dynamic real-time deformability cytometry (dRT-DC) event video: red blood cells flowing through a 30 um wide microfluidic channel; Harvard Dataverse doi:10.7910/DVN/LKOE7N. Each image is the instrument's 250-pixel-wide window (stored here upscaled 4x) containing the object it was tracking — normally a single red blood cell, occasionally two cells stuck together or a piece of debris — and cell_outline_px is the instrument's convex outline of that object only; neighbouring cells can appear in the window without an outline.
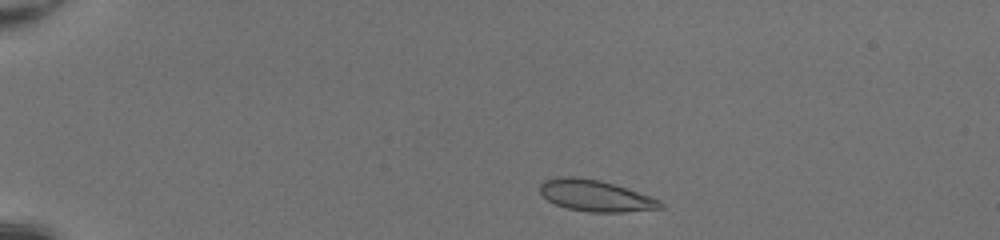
{"species": "common noctule bat (a hibernating species)", "species_latin": "Nyctalus noctula", "temperature_condition": "room temperature", "stored_images_in_passage": 42, "camera_frame_rate_fps": 3000, "um_per_image_px": 0.085, "animal": {"sex": "female", "body_mass_g": 20.0, "forearm_length_mm": 54.0}, "frame": {"image": 1, "passage_image": 3, "time_ms": 0.667, "image_size_px": [1000, 240], "cell_outline_px": [[664, 208], [624, 212], [588, 212], [568, 208], [556, 204], [548, 200], [540, 192], [540, 184], [544, 180], [560, 176], [572, 176], [600, 180], [660, 200], [664, 204]], "centroid_in_image_um": [50.59, 16.64], "position_along_channel_um": 34.4, "area_um2": 21.73}}
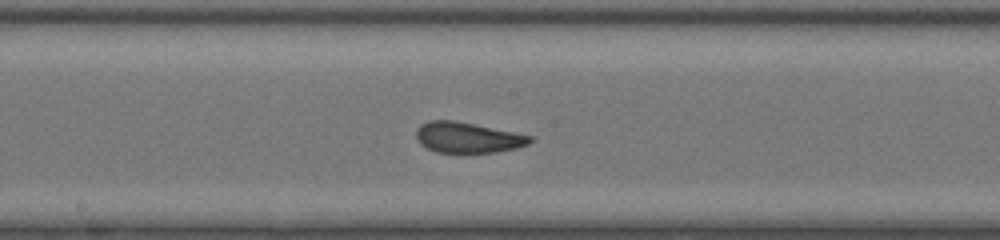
{"frame": {"image": 2, "passage_image": 21, "time_ms": 6.667, "image_size_px": [1000, 240], "cell_outline_px": [[536, 140], [528, 144], [516, 148], [496, 152], [436, 152], [420, 144], [416, 136], [416, 128], [420, 124], [428, 120], [452, 120], [516, 132], [536, 136]], "centroid_in_image_um": [39.79, 11.68], "position_along_channel_um": 208.4, "area_um2": 20.46}}
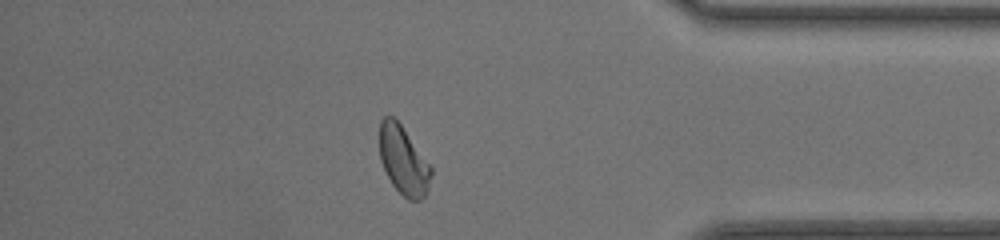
{"frame": {"image": 3, "passage_image": 36, "time_ms": 11.667, "image_size_px": [1000, 240], "cell_outline_px": [[432, 172], [428, 188], [424, 196], [420, 200], [408, 200], [392, 184], [380, 160], [380, 120], [384, 116], [392, 116], [400, 124], [432, 168]], "centroid_in_image_um": [34.28, 13.65], "position_along_channel_um": 400.9, "area_um2": 20.11}, "authors_computed_cell_mechanics": {"area_um2": 21.1259, "velocity_mm_per_s": 4.2696, "shape_relaxation_time_tau1_ms": null, "shape_relaxation_time_tau2_ms": 0.8182, "deformation_change_tau1": null, "deformation_change_tau2": 0.043}}